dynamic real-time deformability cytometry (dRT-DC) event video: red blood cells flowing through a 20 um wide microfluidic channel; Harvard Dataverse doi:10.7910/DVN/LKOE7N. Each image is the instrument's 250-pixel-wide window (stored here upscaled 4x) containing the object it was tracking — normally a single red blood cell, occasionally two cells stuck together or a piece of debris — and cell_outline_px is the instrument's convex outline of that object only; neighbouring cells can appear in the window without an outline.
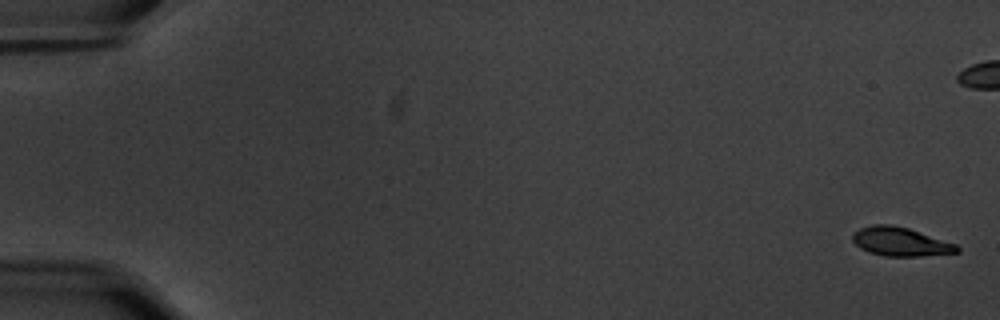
{"species": "common noctule bat (a hibernating species)", "species_latin": "Nyctalus noctula", "temperature_condition": "warm", "stored_images_in_passage": 60, "camera_frame_rate_fps": 3000, "um_per_image_px": 0.085, "animal": {"sex": "male", "body_mass_g": 20.1, "forearm_length_mm": 53.5}, "frame": {"image": 1, "passage_image": 2, "time_ms": 0.333, "image_size_px": [1000, 320], "cell_outline_px": [[960, 252], [920, 256], [884, 256], [868, 252], [860, 248], [852, 240], [852, 232], [860, 228], [872, 224], [892, 224], [908, 228], [956, 244], [960, 248]], "centroid_in_image_um": [76.51, 20.54], "position_along_channel_um": 8.5, "area_um2": 17.57}}
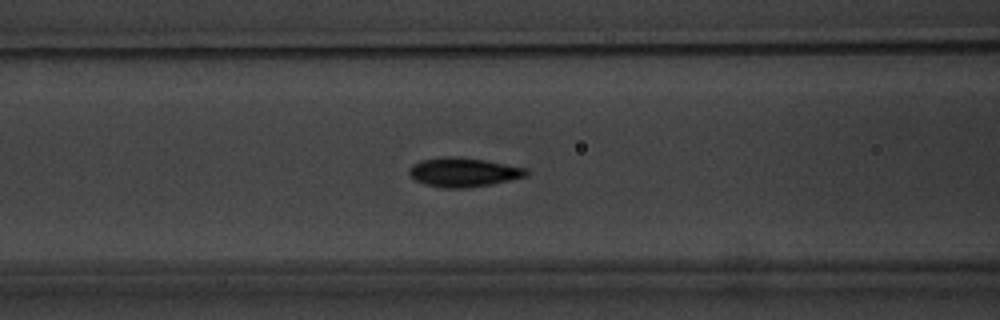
{"frame": {"image": 2, "passage_image": 26, "time_ms": 8.333, "image_size_px": [1000, 320], "cell_outline_px": [[528, 176], [488, 184], [464, 188], [444, 188], [424, 184], [416, 180], [408, 172], [408, 168], [412, 164], [420, 160], [444, 156], [456, 156], [484, 160], [528, 168]], "centroid_in_image_um": [39.36, 14.62], "position_along_channel_um": 127.2, "area_um2": 19.83}}
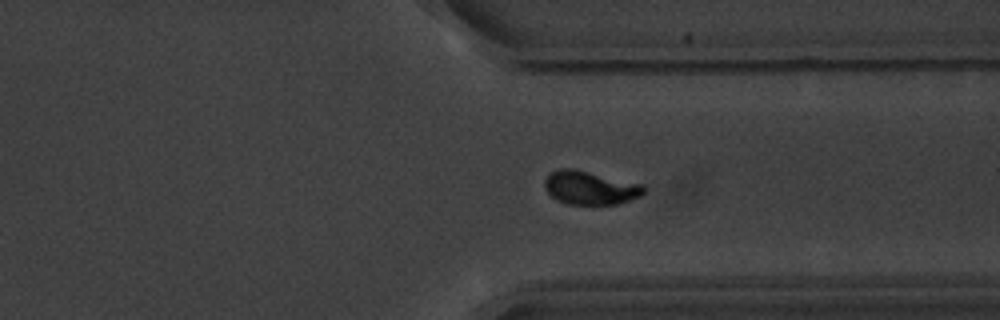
{"frame": {"image": 3, "passage_image": 46, "time_ms": 15.0, "image_size_px": [1000, 320], "cell_outline_px": [[644, 192], [640, 196], [616, 204], [568, 204], [556, 200], [544, 188], [544, 180], [552, 172], [560, 168], [572, 168], [640, 184], [644, 188]], "centroid_in_image_um": [50.11, 15.97], "position_along_channel_um": 361.3, "area_um2": 18.96}, "authors_computed_cell_mechanics": {"area_um2": 18.9295, "velocity_mm_per_s": 3.5087, "shape_relaxation_time_tau1_ms": 2.7998, "shape_relaxation_time_tau2_ms": null, "deformation_change_tau1": 0.1362, "deformation_change_tau2": null}}